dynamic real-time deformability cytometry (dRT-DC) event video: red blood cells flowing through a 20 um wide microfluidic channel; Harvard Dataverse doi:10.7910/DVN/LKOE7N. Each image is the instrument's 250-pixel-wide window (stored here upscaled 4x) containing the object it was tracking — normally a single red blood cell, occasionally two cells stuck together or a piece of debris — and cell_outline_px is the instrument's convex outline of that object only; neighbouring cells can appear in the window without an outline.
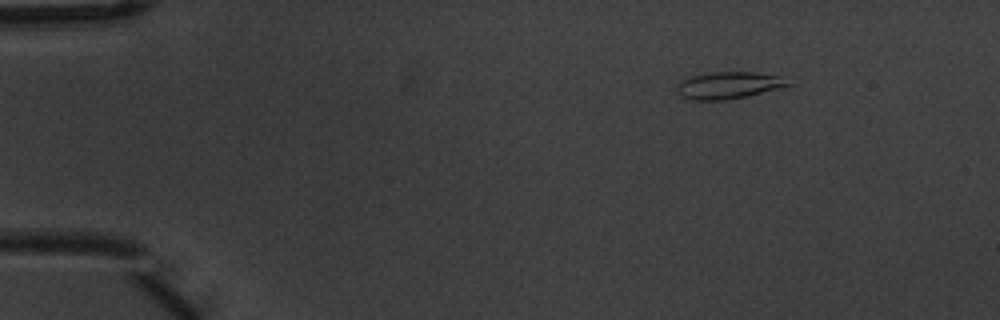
{"species": "common noctule bat (a hibernating species)", "species_latin": "Nyctalus noctula", "temperature_condition": "warm", "stored_images_in_passage": 5, "camera_frame_rate_fps": 3000, "um_per_image_px": 0.085, "animal": {"sex": "male", "body_mass_g": 20.1, "forearm_length_mm": 53.5}, "frame": {"image": 1, "passage_image": 1, "time_ms": 0.0, "image_size_px": [1000, 320], "cell_outline_px": [[796, 84], [784, 88], [748, 96], [724, 100], [692, 100], [680, 96], [680, 80], [692, 76], [712, 72], [756, 72], [784, 76]], "centroid_in_image_um": [62.1, 7.24], "position_along_channel_um": 22.9, "area_um2": 17.74}}
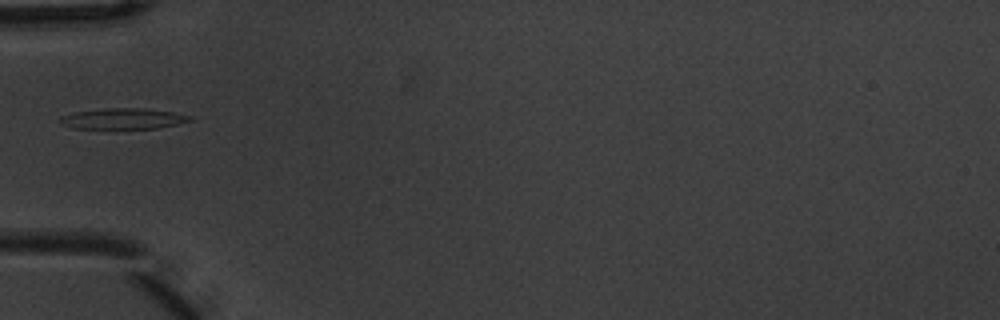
{"frame": {"image": 2, "passage_image": 4, "time_ms": 1.0, "image_size_px": [1000, 320], "cell_outline_px": [[192, 120], [180, 124], [156, 128], [72, 128], [60, 124], [56, 120], [60, 116], [76, 112], [108, 108], [144, 108], [172, 112], [192, 116]], "centroid_in_image_um": [10.44, 10.09], "position_along_channel_um": 74.6, "area_um2": 15.72}}